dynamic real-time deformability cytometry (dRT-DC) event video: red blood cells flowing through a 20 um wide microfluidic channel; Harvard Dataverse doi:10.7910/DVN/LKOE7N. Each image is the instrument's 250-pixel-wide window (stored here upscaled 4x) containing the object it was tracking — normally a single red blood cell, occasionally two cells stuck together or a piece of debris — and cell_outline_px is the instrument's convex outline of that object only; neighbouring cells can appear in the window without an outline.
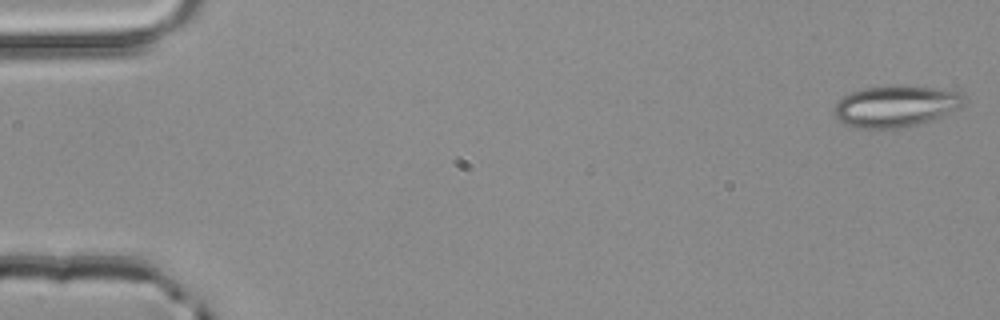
{"species": "common noctule bat (a hibernating species)", "species_latin": "Nyctalus noctula", "temperature_condition": "room temperature", "stored_images_in_passage": 4, "camera_frame_rate_fps": 3000, "um_per_image_px": 0.085, "animal": {"sex": "male", "body_mass_g": 20.4}, "frame": {"image": 1, "passage_image": 1, "time_ms": 0.0, "image_size_px": [1000, 320], "cell_outline_px": [[968, 100], [960, 108], [936, 120], [900, 128], [860, 128], [844, 124], [832, 112], [836, 100], [848, 92], [864, 88], [900, 84], [932, 88], [960, 92]], "centroid_in_image_um": [76.14, 9.02], "position_along_channel_um": 8.9, "area_um2": 32.02}}
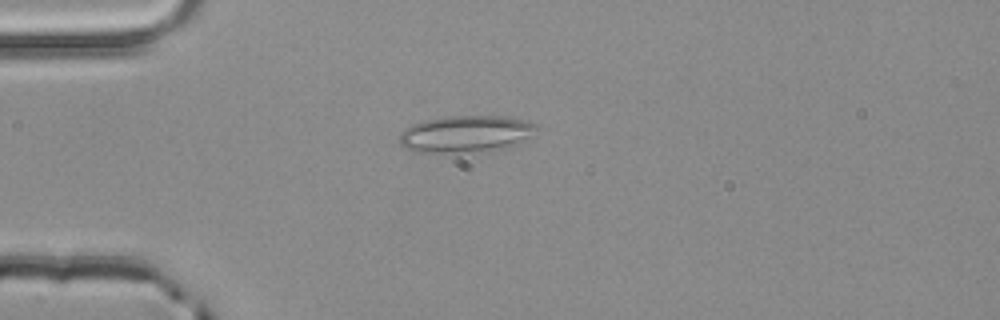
{"frame": {"image": 2, "passage_image": 4, "time_ms": 1.0, "image_size_px": [1000, 320], "cell_outline_px": [[536, 128], [532, 136], [508, 148], [488, 152], [416, 152], [400, 144], [400, 132], [412, 124], [424, 120], [444, 116], [500, 116], [520, 120], [536, 124]], "centroid_in_image_um": [39.59, 11.4], "position_along_channel_um": 45.4, "area_um2": 29.48}}